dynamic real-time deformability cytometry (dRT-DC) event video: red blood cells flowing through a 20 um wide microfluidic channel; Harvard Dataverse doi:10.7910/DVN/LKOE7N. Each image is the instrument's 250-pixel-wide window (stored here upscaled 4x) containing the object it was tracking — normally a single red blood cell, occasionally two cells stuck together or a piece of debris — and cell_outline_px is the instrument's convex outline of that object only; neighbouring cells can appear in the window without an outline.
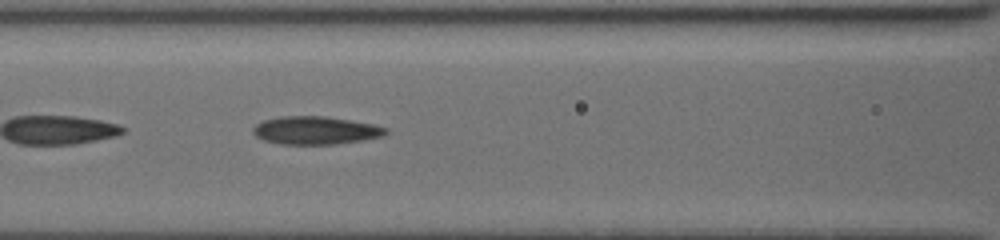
{"species": "common noctule bat (a hibernating species)", "species_latin": "Nyctalus noctula", "temperature_condition": "cold", "stored_images_in_passage": 53, "camera_frame_rate_fps": 3000, "um_per_image_px": 0.085, "animal": {"sex": "female", "body_mass_g": 19.5, "forearm_length_mm": 54.1}, "frame": {"image": 1, "passage_image": 25, "time_ms": 8.0, "image_size_px": [1000, 240], "cell_outline_px": [[388, 132], [384, 136], [364, 140], [332, 144], [280, 144], [264, 140], [256, 136], [252, 132], [252, 128], [256, 124], [264, 120], [280, 116], [324, 116], [372, 124], [388, 128]], "centroid_in_image_um": [26.81, 11.08], "position_along_channel_um": 139.8, "area_um2": 21.62}}
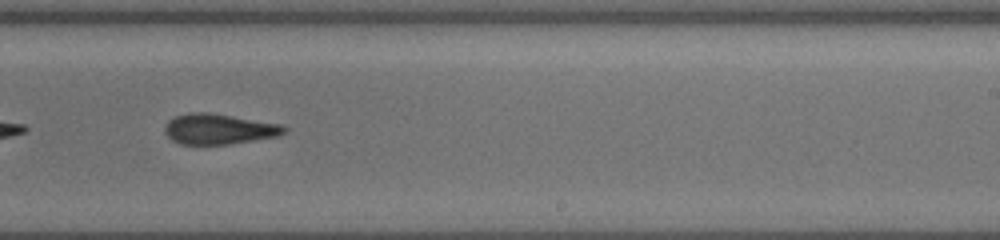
{"frame": {"image": 2, "passage_image": 35, "time_ms": 11.333, "image_size_px": [1000, 240], "cell_outline_px": [[288, 128], [280, 136], [228, 144], [180, 144], [172, 140], [164, 132], [164, 128], [168, 120], [176, 116], [188, 112], [212, 112], [280, 124]], "centroid_in_image_um": [18.59, 10.96], "position_along_channel_um": 270.4, "area_um2": 21.27}}
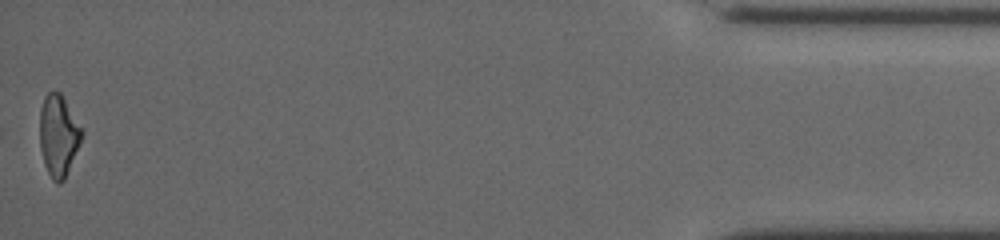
{"frame": {"image": 3, "passage_image": 53, "time_ms": 17.333, "image_size_px": [1000, 240], "cell_outline_px": [[84, 132], [64, 180], [60, 184], [56, 184], [52, 180], [44, 164], [40, 148], [40, 108], [44, 96], [48, 92], [60, 92]], "centroid_in_image_um": [4.95, 11.53], "position_along_channel_um": 430.3, "area_um2": 19.77}, "authors_computed_cell_mechanics": {"area_um2": 21.6172, "velocity_mm_per_s": 3.9312, "shape_relaxation_time_tau1_ms": null, "shape_relaxation_time_tau2_ms": 5.0569, "deformation_change_tau1": null, "deformation_change_tau2": 0.1432}}